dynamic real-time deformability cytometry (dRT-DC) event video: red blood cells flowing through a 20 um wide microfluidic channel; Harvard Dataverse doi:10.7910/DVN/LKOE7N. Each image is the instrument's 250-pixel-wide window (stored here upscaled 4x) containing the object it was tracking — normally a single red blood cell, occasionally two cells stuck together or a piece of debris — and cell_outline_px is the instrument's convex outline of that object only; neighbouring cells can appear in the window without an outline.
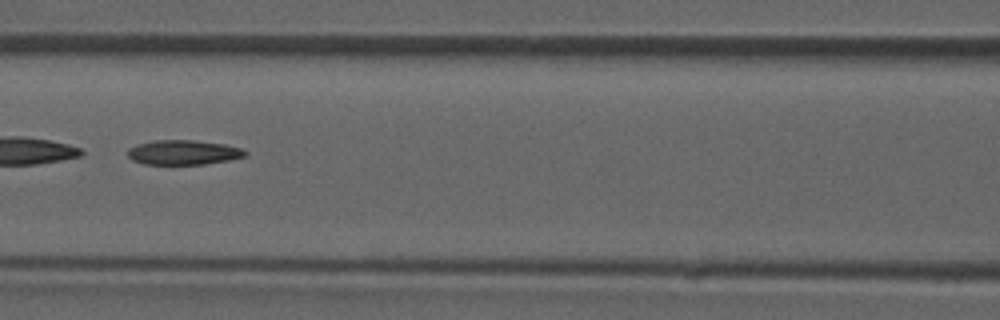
{"species": "common noctule bat (a hibernating species)", "species_latin": "Nyctalus noctula", "temperature_condition": "room temperature", "stored_images_in_passage": 47, "camera_frame_rate_fps": 3000, "um_per_image_px": 0.085, "animal": {"sex": "male", "forearm_length_mm": 52.5}, "frame": {"image": 1, "passage_image": 21, "time_ms": 6.667, "image_size_px": [1000, 320], "cell_outline_px": [[248, 156], [228, 160], [204, 164], [144, 164], [132, 160], [128, 156], [128, 148], [136, 144], [152, 140], [192, 140], [224, 144], [240, 148], [248, 152]], "centroid_in_image_um": [15.57, 12.95], "position_along_channel_um": 151.0, "area_um2": 16.94}}